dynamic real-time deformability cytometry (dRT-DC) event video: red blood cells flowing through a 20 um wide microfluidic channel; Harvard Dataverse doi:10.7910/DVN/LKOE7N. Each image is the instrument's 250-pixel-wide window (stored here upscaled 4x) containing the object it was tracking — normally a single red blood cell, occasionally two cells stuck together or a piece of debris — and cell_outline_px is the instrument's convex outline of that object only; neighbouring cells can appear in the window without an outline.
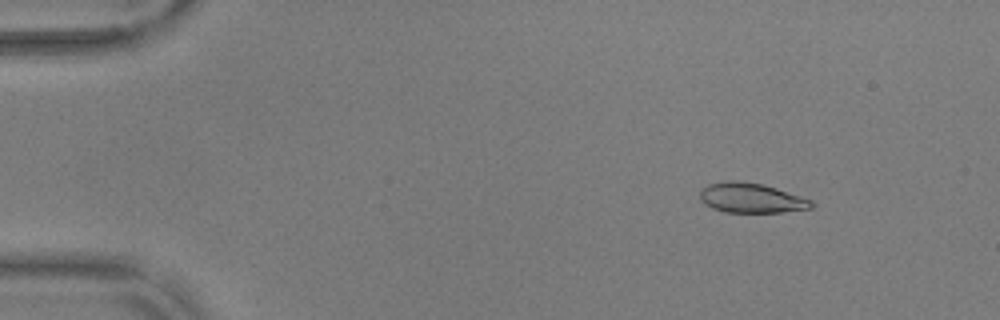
{"species": "common noctule bat (a hibernating species)", "species_latin": "Nyctalus noctula", "temperature_condition": "warm", "stored_images_in_passage": 55, "camera_frame_rate_fps": 3000, "um_per_image_px": 0.085, "animal": {"sex": "male", "body_mass_g": 17.9, "forearm_length_mm": 54.2}, "frame": {"image": 1, "passage_image": 7, "time_ms": 2.0, "image_size_px": [1000, 320], "cell_outline_px": [[816, 204], [812, 208], [780, 212], [724, 212], [712, 208], [704, 204], [700, 200], [700, 192], [708, 184], [728, 180], [736, 180], [760, 184], [776, 188], [812, 200]], "centroid_in_image_um": [63.85, 16.83], "position_along_channel_um": 21.2, "area_um2": 19.31}}
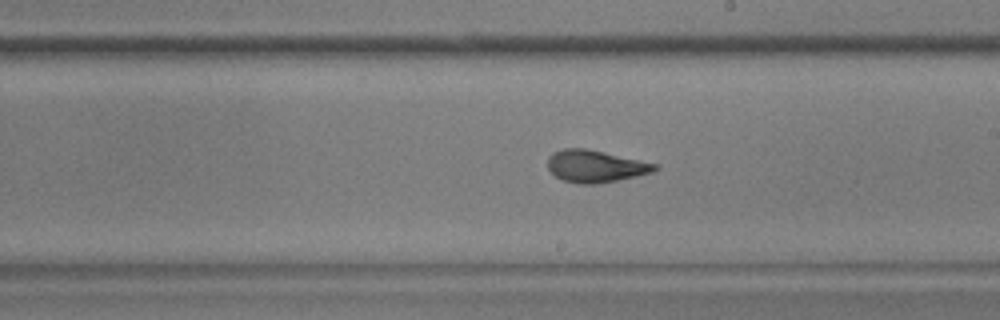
{"frame": {"image": 2, "passage_image": 32, "time_ms": 10.333, "image_size_px": [1000, 320], "cell_outline_px": [[660, 168], [652, 172], [636, 176], [596, 184], [580, 184], [564, 180], [556, 176], [548, 168], [548, 156], [552, 152], [564, 148], [584, 148], [660, 164]], "centroid_in_image_um": [50.63, 14.12], "position_along_channel_um": 238.4, "area_um2": 20.0}}
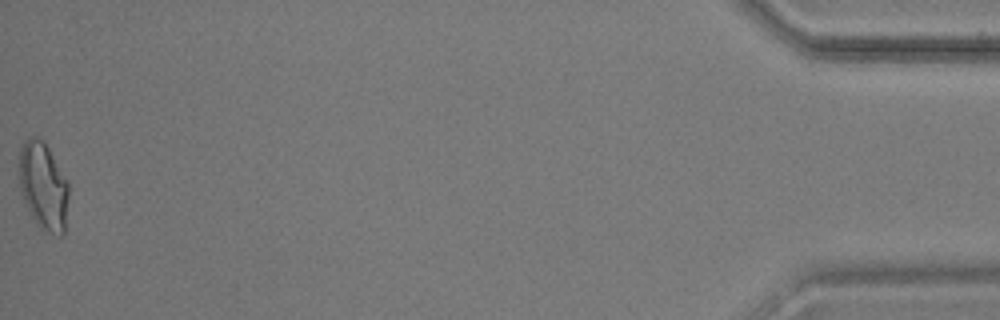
{"frame": {"image": 3, "passage_image": 55, "time_ms": 18.0, "image_size_px": [1000, 320], "cell_outline_px": [[68, 196], [64, 236], [60, 236], [48, 232], [40, 228], [36, 224], [20, 192], [20, 148], [24, 140], [28, 136], [36, 136], [44, 140], [68, 180]], "centroid_in_image_um": [3.7, 15.79], "position_along_channel_um": 431.5, "area_um2": 25.49}, "authors_computed_cell_mechanics": {"area_um2": 19.9988, "velocity_mm_per_s": 3.7072, "shape_relaxation_time_tau1_ms": 5.597, "shape_relaxation_time_tau2_ms": 1.2974, "deformation_change_tau1": 0.1828, "deformation_change_tau2": 0.0845}}